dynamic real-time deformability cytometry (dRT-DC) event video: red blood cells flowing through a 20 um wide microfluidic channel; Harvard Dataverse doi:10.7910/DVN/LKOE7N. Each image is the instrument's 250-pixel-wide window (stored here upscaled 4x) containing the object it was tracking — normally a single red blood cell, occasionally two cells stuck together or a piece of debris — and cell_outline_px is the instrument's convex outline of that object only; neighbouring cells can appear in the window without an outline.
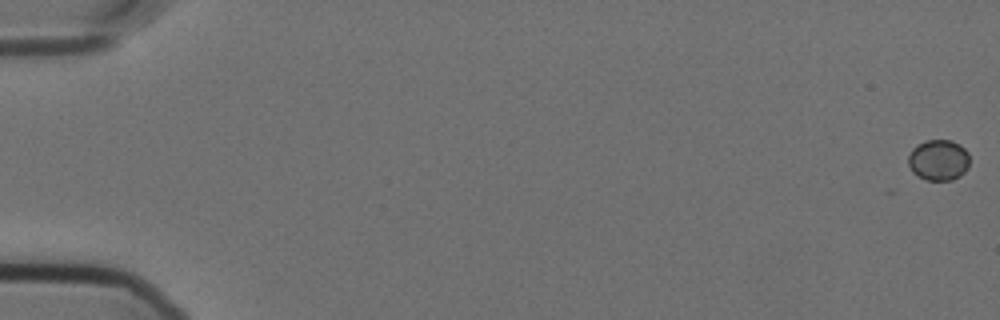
{"species": "Egyptian fruit bat (a non-hibernating species)", "species_latin": "Rousettus aegyptiacus", "temperature_condition": "cold", "stored_images_in_passage": 7, "camera_frame_rate_fps": 3000, "um_per_image_px": 0.085, "animal": {"sex": "female"}, "frame": {"image": 1, "passage_image": 1, "time_ms": 0.0, "image_size_px": [1000, 320], "cell_outline_px": [[968, 168], [960, 176], [952, 180], [924, 180], [912, 172], [908, 164], [908, 156], [912, 148], [916, 144], [924, 140], [952, 140], [960, 144], [968, 152]], "centroid_in_image_um": [79.76, 13.59], "position_along_channel_um": 5.2, "area_um2": 14.85}}